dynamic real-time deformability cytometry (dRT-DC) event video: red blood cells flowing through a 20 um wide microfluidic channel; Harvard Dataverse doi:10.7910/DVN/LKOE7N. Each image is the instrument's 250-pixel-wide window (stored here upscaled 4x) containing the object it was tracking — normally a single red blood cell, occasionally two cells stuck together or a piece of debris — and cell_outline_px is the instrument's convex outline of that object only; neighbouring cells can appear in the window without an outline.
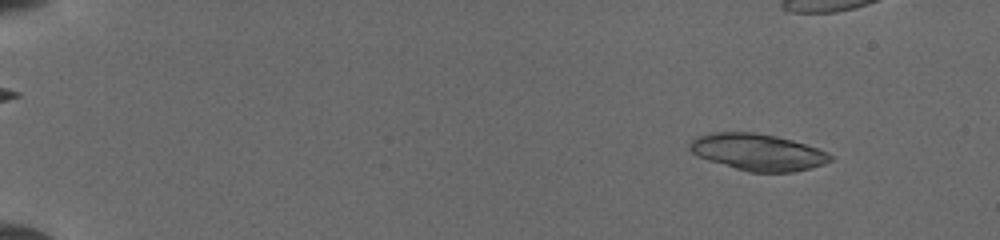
{"species": "common noctule bat (a hibernating species)", "species_latin": "Nyctalus noctula", "temperature_condition": "cold", "stored_images_in_passage": 39, "camera_frame_rate_fps": 3000, "um_per_image_px": 0.085, "animal": {"sex": "female", "body_mass_g": 19.5, "forearm_length_mm": 54.1}, "frame": {"image": 1, "passage_image": 1, "time_ms": 0.0, "image_size_px": [1000, 240], "cell_outline_px": [[832, 160], [824, 164], [792, 172], [748, 172], [708, 160], [692, 152], [688, 148], [688, 144], [696, 136], [712, 132], [756, 132], [776, 136], [792, 140], [828, 152], [832, 156]], "centroid_in_image_um": [64.39, 12.92], "position_along_channel_um": 20.6, "area_um2": 29.94}}